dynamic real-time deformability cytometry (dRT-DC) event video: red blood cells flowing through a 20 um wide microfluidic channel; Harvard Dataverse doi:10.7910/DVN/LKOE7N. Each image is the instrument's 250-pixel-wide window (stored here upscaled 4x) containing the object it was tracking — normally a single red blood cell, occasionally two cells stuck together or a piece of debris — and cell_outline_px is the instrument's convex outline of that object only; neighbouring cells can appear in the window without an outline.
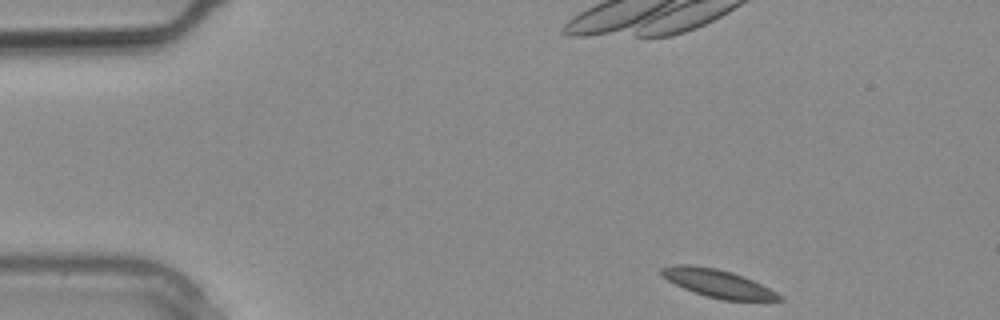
{"species": "common noctule bat (a hibernating species)", "species_latin": "Nyctalus noctula", "temperature_condition": "warm", "stored_images_in_passage": 26, "camera_frame_rate_fps": 3000, "um_per_image_px": 0.085, "animal": {"sex": "male", "body_mass_g": 20.4}, "frame": {"image": 1, "passage_image": 1, "time_ms": 0.0, "image_size_px": [1000, 320], "cell_outline_px": [[784, 300], [720, 300], [684, 288], [668, 280], [660, 272], [660, 268], [676, 264], [688, 264], [716, 268], [732, 272], [744, 276], [784, 296]], "centroid_in_image_um": [61.03, 24.08], "position_along_channel_um": 24.0, "area_um2": 18.9}}